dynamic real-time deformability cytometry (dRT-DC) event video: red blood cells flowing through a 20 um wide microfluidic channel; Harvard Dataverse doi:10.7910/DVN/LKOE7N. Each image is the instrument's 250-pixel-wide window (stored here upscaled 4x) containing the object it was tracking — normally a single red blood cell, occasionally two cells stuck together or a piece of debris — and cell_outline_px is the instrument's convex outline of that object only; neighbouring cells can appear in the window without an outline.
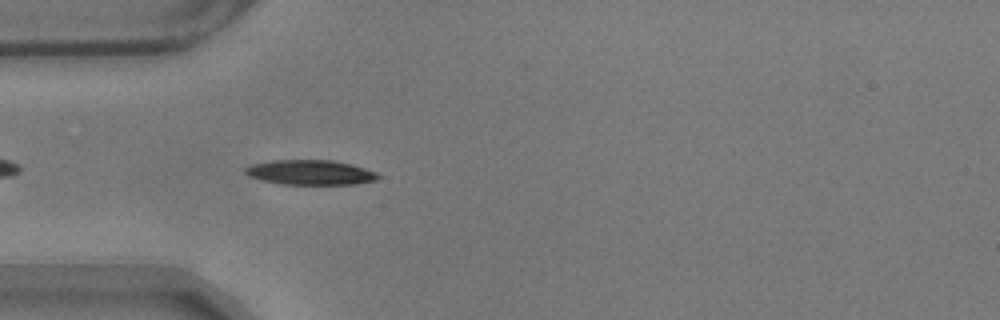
{"species": "common noctule bat (a hibernating species)", "species_latin": "Nyctalus noctula", "temperature_condition": "warm", "stored_images_in_passage": 44, "camera_frame_rate_fps": 3000, "um_per_image_px": 0.085, "animal": {"sex": "male", "body_mass_g": 17.9}, "frame": {"image": 1, "passage_image": 4, "time_ms": 1.0, "image_size_px": [1000, 320], "cell_outline_px": [[380, 176], [376, 180], [356, 184], [280, 184], [248, 176], [244, 172], [244, 168], [252, 164], [272, 160], [332, 160], [352, 164], [376, 172]], "centroid_in_image_um": [26.37, 14.65], "position_along_channel_um": 58.6, "area_um2": 19.19}}
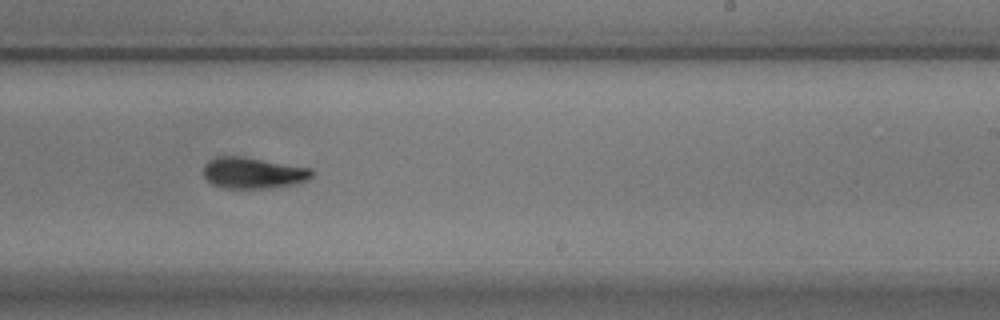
{"frame": {"image": 2, "passage_image": 22, "time_ms": 7.0, "image_size_px": [1000, 320], "cell_outline_px": [[312, 176], [308, 180], [296, 184], [272, 188], [224, 188], [212, 184], [204, 176], [204, 164], [208, 160], [216, 156], [244, 156], [312, 168]], "centroid_in_image_um": [21.52, 14.69], "position_along_channel_um": 267.5, "area_um2": 19.94}}
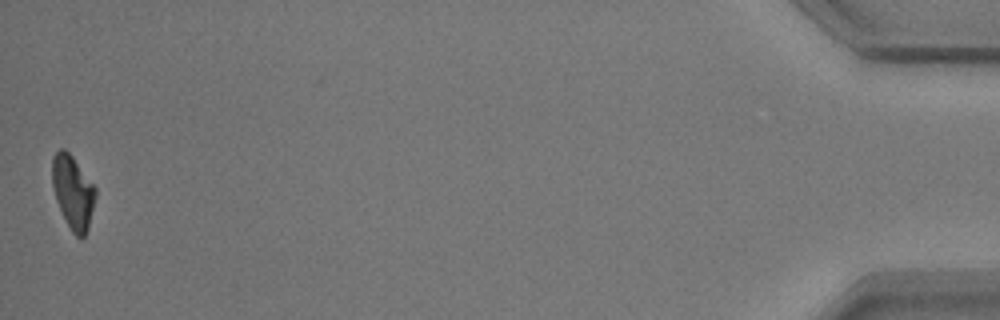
{"frame": {"image": 3, "passage_image": 44, "time_ms": 14.333, "image_size_px": [1000, 320], "cell_outline_px": [[96, 196], [88, 228], [84, 236], [76, 236], [72, 232], [56, 200], [52, 188], [52, 156], [60, 148], [64, 148], [72, 156], [96, 188]], "centroid_in_image_um": [6.19, 16.29], "position_along_channel_um": 429.0, "area_um2": 18.26}, "authors_computed_cell_mechanics": {"area_um2": 19.2474, "velocity_mm_per_s": 3.5171, "shape_relaxation_time_tau1_ms": 3.8194, "shape_relaxation_time_tau2_ms": 4.4408, "deformation_change_tau1": 0.1524, "deformation_change_tau2": 0.1026}}